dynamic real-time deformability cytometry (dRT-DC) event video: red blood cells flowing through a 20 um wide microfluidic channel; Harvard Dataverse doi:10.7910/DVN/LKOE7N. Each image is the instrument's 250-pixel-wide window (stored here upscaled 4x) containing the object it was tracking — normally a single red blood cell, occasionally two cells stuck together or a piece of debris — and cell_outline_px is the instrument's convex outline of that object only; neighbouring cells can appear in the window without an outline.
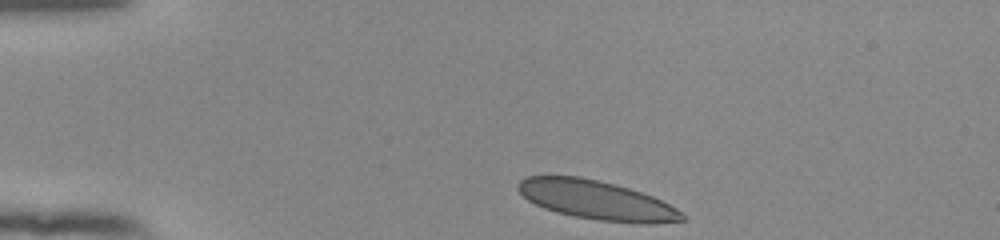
{"species": "human", "species_latin": "Homo sapiens", "temperature_condition": "room temperature", "stored_images_in_passage": 37, "camera_frame_rate_fps": 3000, "um_per_image_px": 0.085, "donor": {"sex": "female"}, "frame": {"image": 1, "passage_image": 1, "time_ms": 0.0, "image_size_px": [1000, 240], "cell_outline_px": [[688, 220], [652, 224], [644, 224], [600, 220], [572, 216], [556, 212], [544, 208], [528, 200], [516, 188], [516, 184], [524, 176], [580, 176], [616, 184], [652, 196], [676, 208], [688, 216]], "centroid_in_image_um": [50.72, 17.01], "position_along_channel_um": 34.3, "area_um2": 37.45}}
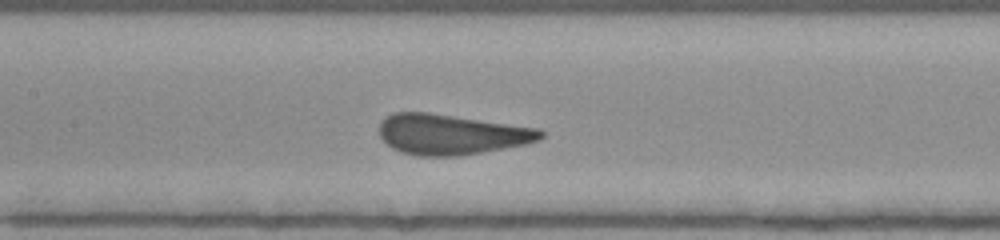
{"frame": {"image": 2, "passage_image": 16, "time_ms": 5.0, "image_size_px": [1000, 240], "cell_outline_px": [[544, 136], [540, 140], [524, 144], [480, 152], [456, 156], [416, 156], [400, 152], [392, 148], [380, 136], [380, 120], [384, 116], [392, 112], [428, 112], [540, 128], [544, 132]], "centroid_in_image_um": [38.32, 11.41], "position_along_channel_um": 169.1, "area_um2": 38.03}}
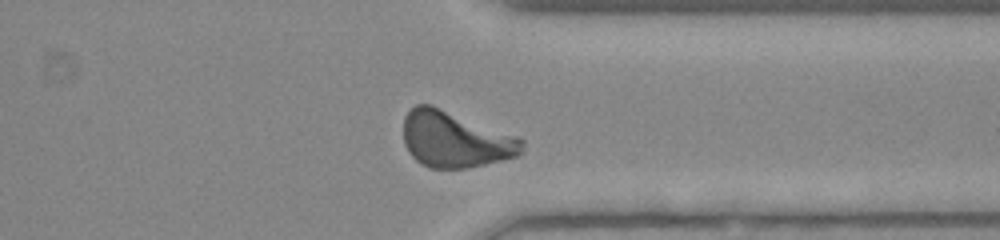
{"frame": {"image": 3, "passage_image": 32, "time_ms": 10.333, "image_size_px": [1000, 240], "cell_outline_px": [[524, 152], [520, 156], [468, 168], [428, 168], [420, 164], [408, 152], [404, 144], [404, 116], [416, 104], [432, 104], [520, 136], [524, 140]], "centroid_in_image_um": [38.74, 11.85], "position_along_channel_um": 372.7, "area_um2": 39.59}, "authors_computed_cell_mechanics": {"area_um2": 37.9746, "velocity_mm_per_s": 3.8299, "shape_relaxation_time_tau1_ms": 3.7247, "shape_relaxation_time_tau2_ms": null, "deformation_change_tau1": 0.1327, "deformation_change_tau2": null}}